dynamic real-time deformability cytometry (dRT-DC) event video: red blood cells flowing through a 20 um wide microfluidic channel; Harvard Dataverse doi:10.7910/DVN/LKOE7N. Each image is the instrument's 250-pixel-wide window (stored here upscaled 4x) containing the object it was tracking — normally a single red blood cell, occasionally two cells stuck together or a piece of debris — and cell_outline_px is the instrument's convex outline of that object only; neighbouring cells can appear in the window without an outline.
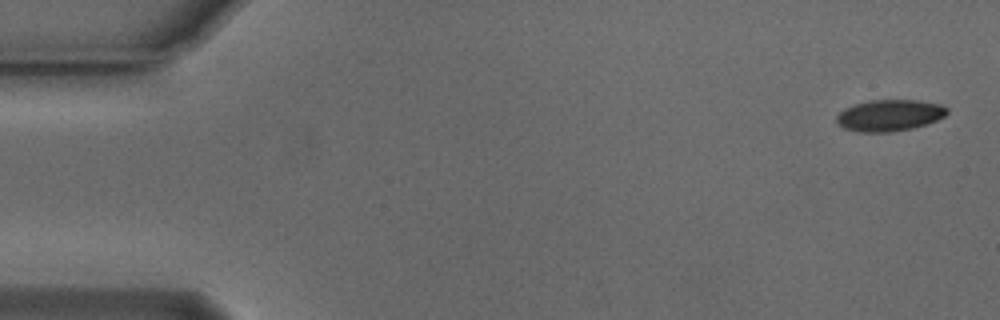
{"species": "Egyptian fruit bat (a non-hibernating species)", "species_latin": "Rousettus aegyptiacus", "temperature_condition": "cold", "stored_images_in_passage": 53, "camera_frame_rate_fps": 3000, "um_per_image_px": 0.085, "animal": {"sex": "male"}, "frame": {"image": 1, "passage_image": 1, "time_ms": 0.0, "image_size_px": [1000, 320], "cell_outline_px": [[948, 112], [944, 116], [936, 120], [912, 128], [888, 132], [860, 132], [844, 128], [836, 120], [836, 116], [840, 112], [856, 104], [872, 100], [916, 100], [940, 104], [948, 108]], "centroid_in_image_um": [75.63, 9.8], "position_along_channel_um": 9.4, "area_um2": 19.88}}
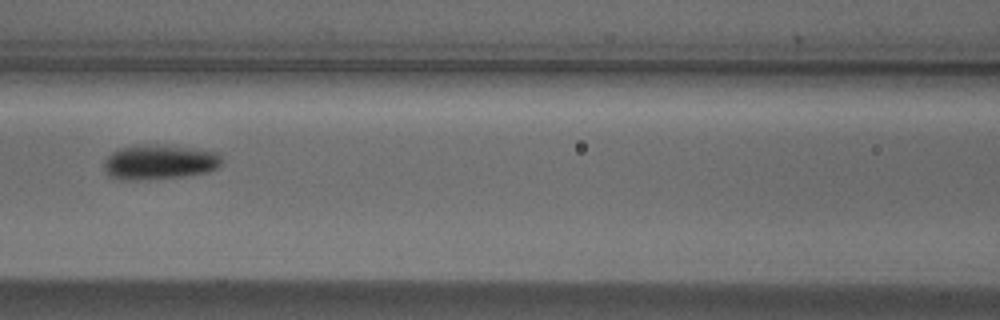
{"frame": {"image": 2, "passage_image": 23, "time_ms": 7.333, "image_size_px": [1000, 320], "cell_outline_px": [[220, 164], [216, 168], [208, 172], [180, 176], [128, 180], [124, 180], [108, 176], [104, 168], [104, 160], [112, 152], [120, 148], [148, 144], [192, 148], [220, 152]], "centroid_in_image_um": [13.53, 13.77], "position_along_channel_um": 153.1, "area_um2": 23.47}}
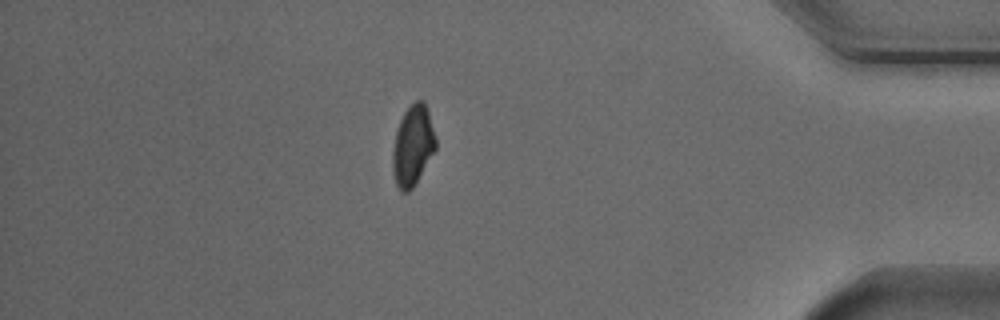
{"frame": {"image": 3, "passage_image": 46, "time_ms": 15.0, "image_size_px": [1000, 320], "cell_outline_px": [[436, 148], [412, 188], [408, 192], [400, 192], [396, 184], [392, 172], [392, 152], [396, 132], [400, 120], [404, 112], [416, 100], [424, 100], [428, 112], [436, 140]], "centroid_in_image_um": [35.06, 12.39], "position_along_channel_um": 400.1, "area_um2": 19.88}, "authors_computed_cell_mechanics": {"area_um2": 20.8658, "velocity_mm_per_s": 3.7646, "shape_relaxation_time_tau1_ms": 3.3491, "shape_relaxation_time_tau2_ms": null, "deformation_change_tau1": 0.1019, "deformation_change_tau2": null}}